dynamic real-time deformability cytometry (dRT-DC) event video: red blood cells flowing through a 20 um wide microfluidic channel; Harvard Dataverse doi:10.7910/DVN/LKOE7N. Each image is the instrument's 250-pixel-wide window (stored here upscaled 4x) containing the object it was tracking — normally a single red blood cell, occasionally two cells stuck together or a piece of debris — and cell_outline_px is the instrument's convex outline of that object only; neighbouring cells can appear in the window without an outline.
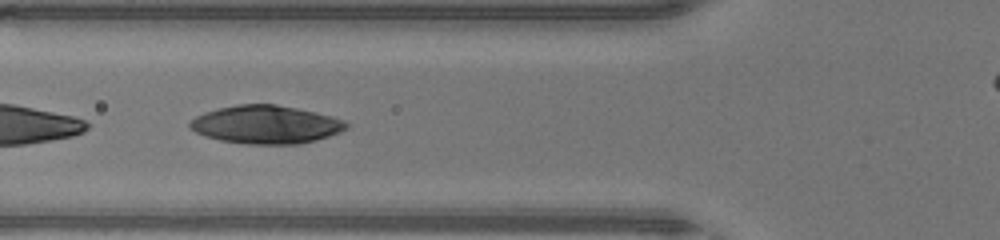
{"species": "human", "species_latin": "Homo sapiens", "temperature_condition": "warm", "stored_images_in_passage": 44, "camera_frame_rate_fps": 3000, "um_per_image_px": 0.085, "donor": {"sex": "male"}, "frame": {"image": 1, "passage_image": 15, "time_ms": 4.667, "image_size_px": [1000, 240], "cell_outline_px": [[348, 128], [340, 132], [316, 140], [300, 144], [248, 144], [220, 140], [204, 136], [196, 132], [188, 124], [196, 116], [204, 112], [216, 108], [236, 104], [276, 104], [316, 112], [332, 116], [344, 120], [348, 124]], "centroid_in_image_um": [22.61, 10.58], "position_along_channel_um": 103.2, "area_um2": 34.85}}
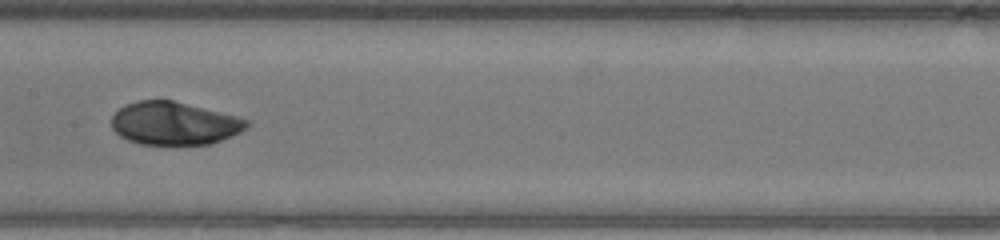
{"frame": {"image": 2, "passage_image": 21, "time_ms": 6.667, "image_size_px": [1000, 240], "cell_outline_px": [[248, 128], [240, 132], [212, 144], [140, 144], [128, 140], [120, 136], [112, 128], [112, 116], [124, 104], [136, 100], [172, 100], [236, 116], [248, 120]], "centroid_in_image_um": [14.79, 10.48], "position_along_channel_um": 192.6, "area_um2": 33.7}}
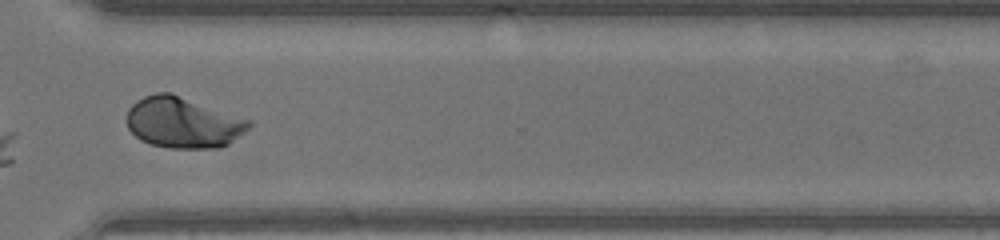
{"frame": {"image": 3, "passage_image": 32, "time_ms": 10.333, "image_size_px": [1000, 240], "cell_outline_px": [[252, 124], [244, 132], [228, 144], [220, 148], [168, 148], [152, 144], [140, 140], [128, 128], [128, 108], [136, 100], [144, 96], [156, 92], [172, 92], [252, 120]], "centroid_in_image_um": [15.57, 10.4], "position_along_channel_um": 355.0, "area_um2": 36.47}, "authors_computed_cell_mechanics": {"area_um2": 36.1539, "velocity_mm_per_s": 4.4416, "shape_relaxation_time_tau1_ms": 3.7217, "shape_relaxation_time_tau2_ms": 1.2379, "deformation_change_tau1": 0.2, "deformation_change_tau2": 0.0342}}